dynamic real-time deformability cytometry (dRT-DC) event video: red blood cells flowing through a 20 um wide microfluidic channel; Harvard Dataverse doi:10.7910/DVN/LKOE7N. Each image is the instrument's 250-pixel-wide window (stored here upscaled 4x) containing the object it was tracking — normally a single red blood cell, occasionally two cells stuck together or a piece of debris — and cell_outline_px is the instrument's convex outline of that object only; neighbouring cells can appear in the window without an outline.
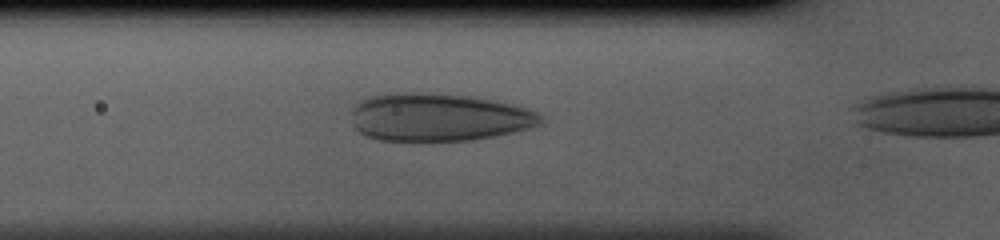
{"species": "human", "species_latin": "Homo sapiens", "temperature_condition": "cold", "stored_images_in_passage": 8, "camera_frame_rate_fps": 3000, "um_per_image_px": 0.085, "donor": {"sex": "male"}, "frame": {"image": 1, "passage_image": 4, "time_ms": 1.0, "image_size_px": [1000, 240], "cell_outline_px": [[540, 124], [528, 128], [496, 136], [472, 140], [424, 144], [380, 140], [364, 136], [352, 124], [352, 108], [356, 104], [372, 96], [404, 92], [420, 92], [468, 96], [512, 104], [528, 108], [536, 112], [540, 116]], "centroid_in_image_um": [37.23, 10.02], "position_along_channel_um": 88.6, "area_um2": 53.7}}
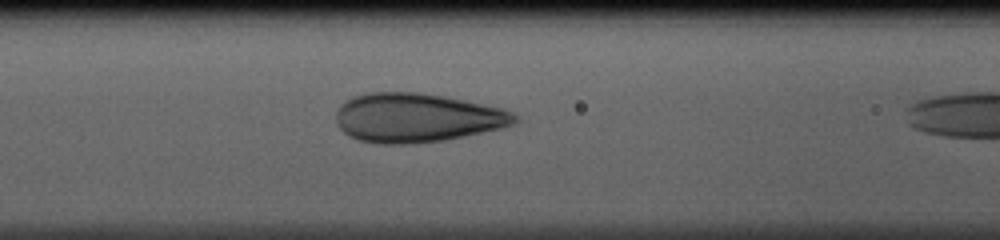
{"frame": {"image": 2, "passage_image": 7, "time_ms": 2.0, "image_size_px": [1000, 240], "cell_outline_px": [[520, 120], [516, 124], [504, 128], [444, 140], [412, 144], [380, 144], [356, 140], [348, 136], [336, 124], [336, 112], [340, 104], [352, 96], [368, 92], [420, 92], [444, 96], [504, 108], [512, 112]], "centroid_in_image_um": [35.43, 10.01], "position_along_channel_um": 131.2, "area_um2": 51.73}}